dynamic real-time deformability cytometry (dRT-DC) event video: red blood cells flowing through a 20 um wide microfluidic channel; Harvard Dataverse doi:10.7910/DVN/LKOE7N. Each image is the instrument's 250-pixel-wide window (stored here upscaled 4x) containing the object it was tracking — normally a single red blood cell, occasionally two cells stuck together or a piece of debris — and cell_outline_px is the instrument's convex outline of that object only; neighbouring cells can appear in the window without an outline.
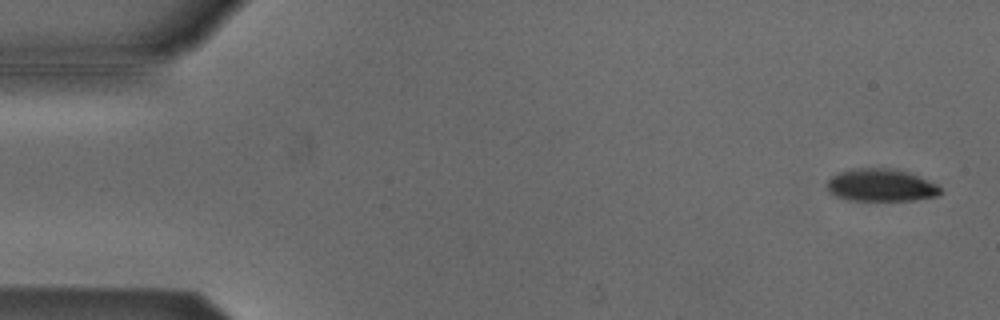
{"species": "Egyptian fruit bat (a non-hibernating species)", "species_latin": "Rousettus aegyptiacus", "temperature_condition": "cold", "stored_images_in_passage": 53, "camera_frame_rate_fps": 3000, "um_per_image_px": 0.085, "animal": {"sex": "male"}, "frame": {"image": 1, "passage_image": 2, "time_ms": 0.333, "image_size_px": [1000, 320], "cell_outline_px": [[944, 192], [936, 196], [912, 200], [848, 200], [836, 196], [828, 192], [828, 180], [832, 176], [840, 172], [856, 168], [884, 168], [908, 172], [936, 184]], "centroid_in_image_um": [74.87, 15.75], "position_along_channel_um": 10.1, "area_um2": 21.21}}
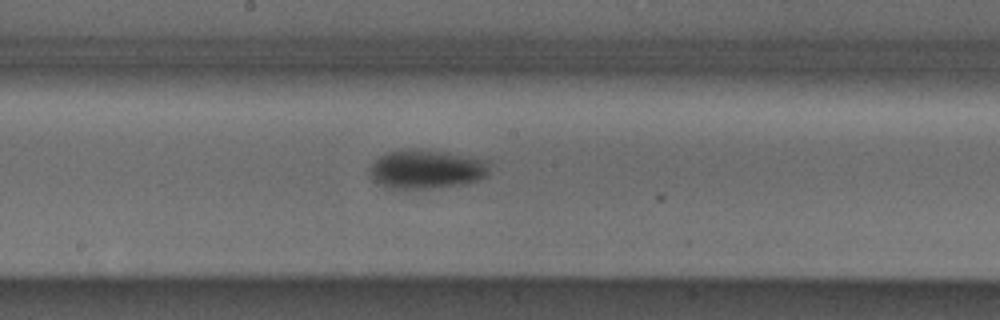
{"frame": {"image": 2, "passage_image": 28, "time_ms": 9.0, "image_size_px": [1000, 320], "cell_outline_px": [[488, 176], [480, 180], [468, 184], [440, 188], [388, 188], [376, 184], [372, 180], [368, 172], [368, 168], [380, 156], [388, 152], [408, 148], [416, 148], [488, 160]], "centroid_in_image_um": [36.22, 14.41], "position_along_channel_um": 212.0, "area_um2": 27.51}}
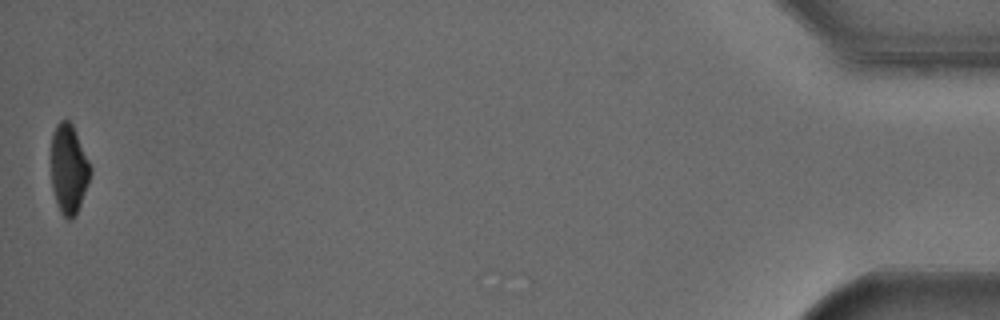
{"frame": {"image": 3, "passage_image": 53, "time_ms": 17.333, "image_size_px": [1000, 320], "cell_outline_px": [[92, 172], [88, 184], [80, 204], [72, 220], [68, 220], [60, 212], [52, 188], [52, 132], [56, 124], [60, 120], [68, 120], [72, 124], [92, 168]], "centroid_in_image_um": [5.85, 14.36], "position_along_channel_um": 429.4, "area_um2": 20.23}, "authors_computed_cell_mechanics": {"area_um2": 24.0448, "velocity_mm_per_s": 3.8092, "shape_relaxation_time_tau1_ms": 3.0801, "shape_relaxation_time_tau2_ms": null, "deformation_change_tau1": 0.1212, "deformation_change_tau2": null}}